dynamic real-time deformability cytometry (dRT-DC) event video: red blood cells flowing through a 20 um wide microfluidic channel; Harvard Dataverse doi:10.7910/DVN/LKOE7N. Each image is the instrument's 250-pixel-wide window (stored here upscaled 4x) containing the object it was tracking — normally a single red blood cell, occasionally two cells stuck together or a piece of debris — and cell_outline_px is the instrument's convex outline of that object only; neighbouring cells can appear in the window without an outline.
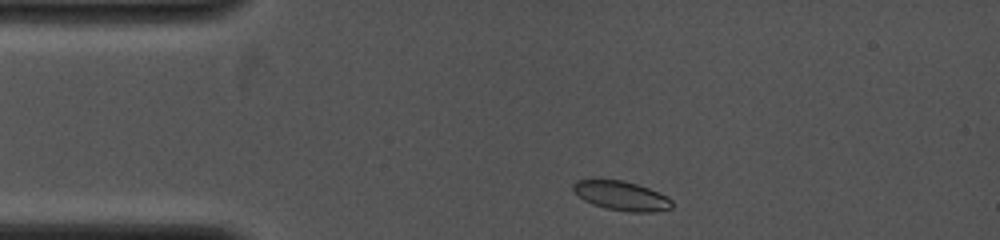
{"species": "common noctule bat (a hibernating species)", "species_latin": "Nyctalus noctula", "temperature_condition": "cold", "stored_images_in_passage": 13, "camera_frame_rate_fps": 4000, "um_per_image_px": 0.085, "animal": {"sex": "female", "body_mass_g": 19.0, "forearm_length_mm": 53.3}, "frame": {"image": 1, "passage_image": 3, "time_ms": 0.25, "image_size_px": [1000, 240], "cell_outline_px": [[672, 208], [656, 212], [628, 212], [608, 208], [592, 204], [584, 200], [572, 188], [572, 184], [576, 180], [624, 180], [648, 188], [668, 196], [672, 200]], "centroid_in_image_um": [52.86, 16.65], "position_along_channel_um": 32.1, "area_um2": 16.76}}